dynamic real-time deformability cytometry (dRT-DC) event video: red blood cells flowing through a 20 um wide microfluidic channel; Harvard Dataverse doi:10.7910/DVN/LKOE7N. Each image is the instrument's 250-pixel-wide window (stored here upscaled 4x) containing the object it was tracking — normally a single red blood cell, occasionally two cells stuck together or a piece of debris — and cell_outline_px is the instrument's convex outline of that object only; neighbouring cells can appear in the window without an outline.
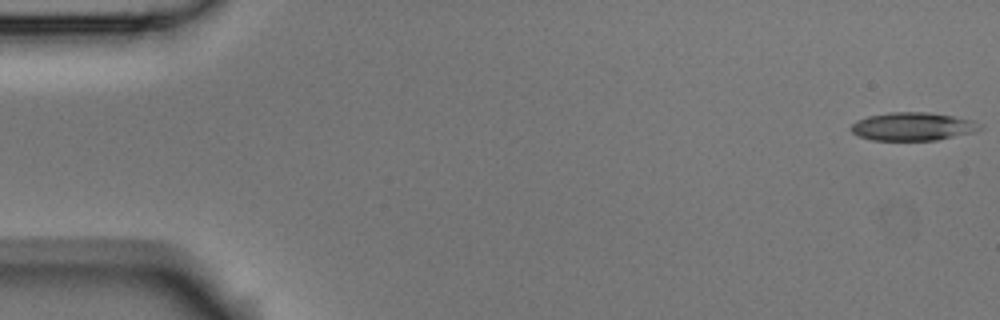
{"species": "Egyptian fruit bat (a non-hibernating species)", "species_latin": "Rousettus aegyptiacus", "temperature_condition": "room temperature", "stored_images_in_passage": 4, "camera_frame_rate_fps": 3000, "um_per_image_px": 0.085, "animal": {"sex": "male"}, "frame": {"image": 1, "passage_image": 1, "time_ms": 0.0, "image_size_px": [1000, 320], "cell_outline_px": [[984, 128], [976, 132], [936, 140], [872, 140], [860, 136], [852, 132], [848, 128], [856, 120], [868, 116], [888, 112], [928, 112], [952, 116], [972, 120], [984, 124]], "centroid_in_image_um": [77.62, 10.75], "position_along_channel_um": 7.4, "area_um2": 21.39}}